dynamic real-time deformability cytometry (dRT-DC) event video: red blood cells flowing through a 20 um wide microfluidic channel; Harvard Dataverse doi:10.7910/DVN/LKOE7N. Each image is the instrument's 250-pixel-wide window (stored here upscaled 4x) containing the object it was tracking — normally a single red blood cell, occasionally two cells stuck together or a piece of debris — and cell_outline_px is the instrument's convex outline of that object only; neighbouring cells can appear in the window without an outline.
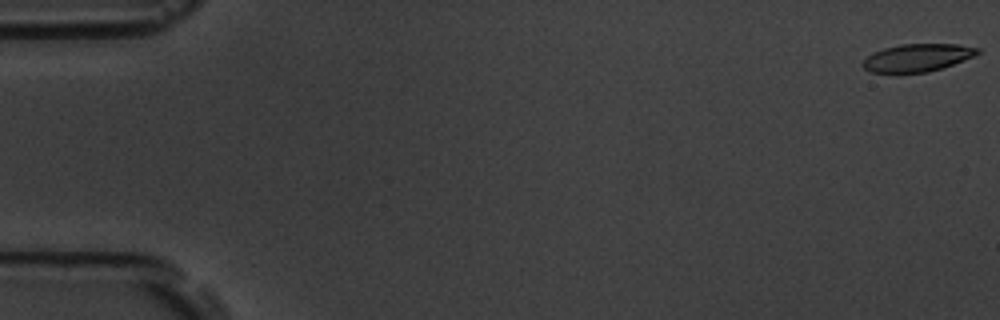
{"species": "common noctule bat (a hibernating species)", "species_latin": "Nyctalus noctula", "temperature_condition": "room temperature", "stored_images_in_passage": 5, "camera_frame_rate_fps": 3000, "um_per_image_px": 0.085, "animal": {"sex": "male", "body_mass_g": 19.5, "forearm_length_mm": 54.6}, "frame": {"image": 1, "passage_image": 1, "time_ms": 0.0, "image_size_px": [1000, 320], "cell_outline_px": [[980, 52], [972, 56], [952, 64], [928, 72], [900, 76], [868, 72], [860, 64], [872, 52], [884, 48], [900, 44], [956, 44], [980, 48]], "centroid_in_image_um": [77.86, 4.95], "position_along_channel_um": 7.1, "area_um2": 19.13}}
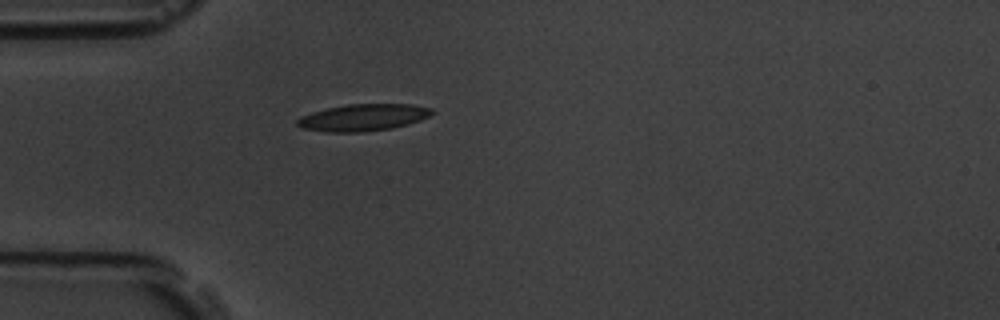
{"frame": {"image": 2, "passage_image": 5, "time_ms": 5.333, "image_size_px": [1000, 320], "cell_outline_px": [[432, 112], [428, 116], [420, 120], [408, 124], [392, 128], [360, 132], [328, 132], [300, 128], [296, 124], [296, 120], [300, 116], [312, 112], [328, 108], [348, 104], [412, 104], [432, 108]], "centroid_in_image_um": [30.83, 9.99], "position_along_channel_um": 54.2, "area_um2": 21.04}}